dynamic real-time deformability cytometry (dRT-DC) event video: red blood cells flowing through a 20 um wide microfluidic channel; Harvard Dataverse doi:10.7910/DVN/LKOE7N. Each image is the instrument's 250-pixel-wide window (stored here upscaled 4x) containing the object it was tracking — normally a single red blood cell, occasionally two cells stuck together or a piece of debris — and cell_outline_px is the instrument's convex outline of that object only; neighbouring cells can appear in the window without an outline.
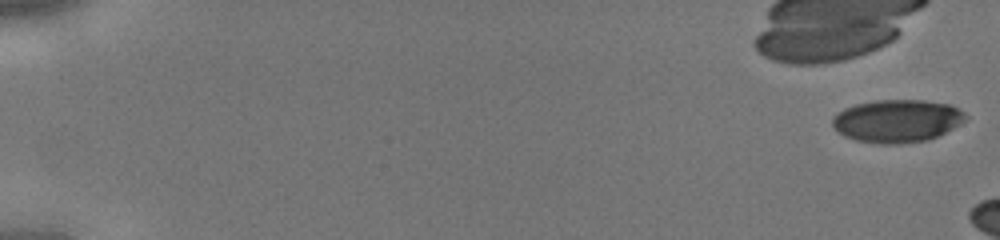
{"species": "human", "species_latin": "Homo sapiens", "temperature_condition": "cold", "stored_images_in_passage": 16, "camera_frame_rate_fps": 3000, "um_per_image_px": 0.085, "donor": {"sex": "male"}, "frame": {"image": 1, "passage_image": 1, "time_ms": 0.0, "image_size_px": [1000, 240], "cell_outline_px": [[968, 116], [960, 124], [928, 140], [900, 144], [880, 144], [856, 140], [844, 136], [832, 124], [832, 116], [844, 108], [856, 104], [876, 100], [924, 100], [948, 104], [960, 108]], "centroid_in_image_um": [76.25, 10.27], "position_along_channel_um": 8.8, "area_um2": 33.18}}